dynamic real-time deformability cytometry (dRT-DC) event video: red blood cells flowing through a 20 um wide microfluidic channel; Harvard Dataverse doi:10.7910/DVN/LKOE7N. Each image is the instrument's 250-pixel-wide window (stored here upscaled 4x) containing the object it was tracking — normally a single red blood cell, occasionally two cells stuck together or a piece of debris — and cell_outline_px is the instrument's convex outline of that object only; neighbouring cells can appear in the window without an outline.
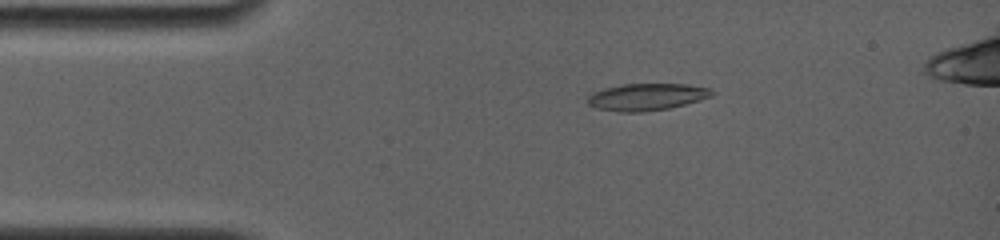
{"species": "common noctule bat (a hibernating species)", "species_latin": "Nyctalus noctula", "temperature_condition": "room temperature", "stored_images_in_passage": 6, "segment_of_instrument_passage": [1, 2], "camera_frame_rate_fps": 4000, "um_per_image_px": 0.085, "animal": {"sex": "female", "body_mass_g": 19.0, "forearm_length_mm": 56.7}, "frame": {"image": 1, "passage_image": 4, "time_ms": 2.5, "image_size_px": [1000, 240], "cell_outline_px": [[716, 92], [712, 96], [700, 100], [668, 108], [644, 112], [620, 112], [596, 108], [588, 104], [588, 96], [592, 92], [604, 88], [624, 84], [688, 84], [712, 88]], "centroid_in_image_um": [55.0, 8.23], "position_along_channel_um": 30.0, "area_um2": 19.65}}